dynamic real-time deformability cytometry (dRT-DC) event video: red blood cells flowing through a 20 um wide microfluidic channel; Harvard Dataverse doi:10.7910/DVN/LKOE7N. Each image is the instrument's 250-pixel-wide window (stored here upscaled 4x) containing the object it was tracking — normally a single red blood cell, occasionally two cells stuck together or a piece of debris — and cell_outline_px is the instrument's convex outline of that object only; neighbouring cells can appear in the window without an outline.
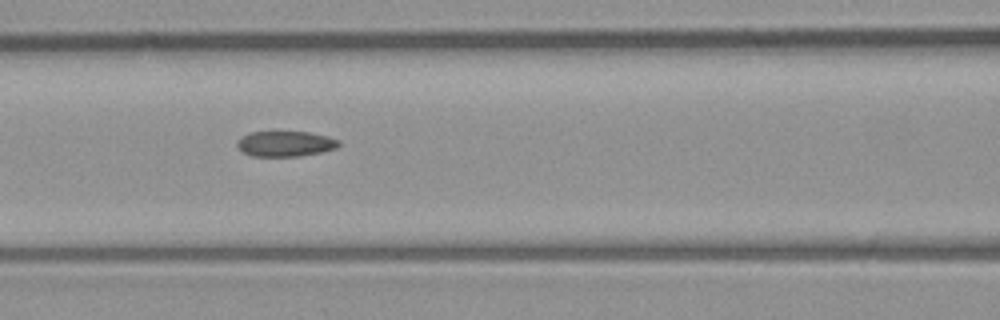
{"species": "common noctule bat (a hibernating species)", "species_latin": "Nyctalus noctula", "temperature_condition": "room temperature", "stored_images_in_passage": 8, "camera_frame_rate_fps": 3000, "um_per_image_px": 0.085, "animal": {"sex": "male", "body_mass_g": 23.1, "forearm_length_mm": 52.7}, "frame": {"image": 1, "passage_image": 7, "time_ms": 7.0, "image_size_px": [1000, 320], "cell_outline_px": [[340, 144], [336, 148], [320, 152], [300, 156], [252, 156], [244, 152], [236, 144], [236, 140], [240, 136], [252, 132], [308, 132], [328, 136], [340, 140]], "centroid_in_image_um": [24.25, 12.21], "position_along_channel_um": 142.3, "area_um2": 15.03}}
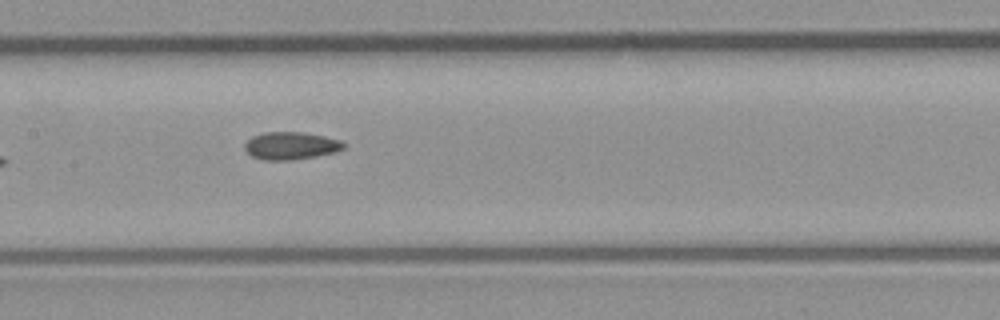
{"frame": {"image": 2, "passage_image": 8, "time_ms": 8.0, "image_size_px": [1000, 320], "cell_outline_px": [[344, 148], [336, 152], [288, 160], [264, 160], [252, 156], [244, 148], [244, 144], [252, 136], [264, 132], [304, 132], [324, 136], [340, 140], [344, 144]], "centroid_in_image_um": [24.7, 12.37], "position_along_channel_um": 182.7, "area_um2": 15.72}}